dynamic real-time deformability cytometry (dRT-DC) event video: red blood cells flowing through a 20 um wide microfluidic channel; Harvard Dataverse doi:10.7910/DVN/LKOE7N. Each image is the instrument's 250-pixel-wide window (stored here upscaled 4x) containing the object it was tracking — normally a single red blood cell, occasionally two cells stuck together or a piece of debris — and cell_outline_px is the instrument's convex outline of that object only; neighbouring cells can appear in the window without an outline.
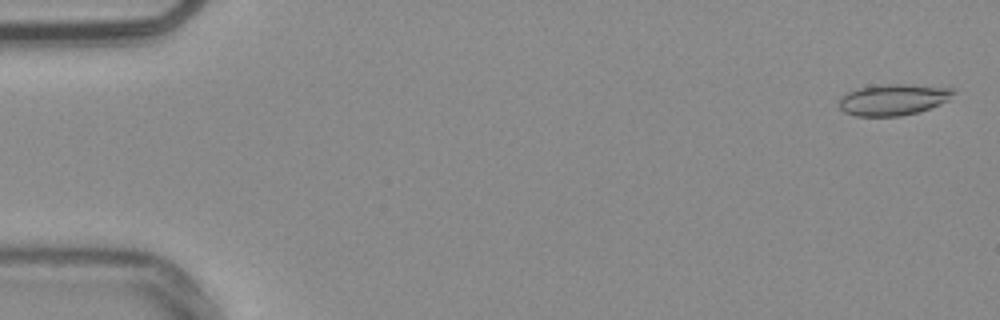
{"species": "common noctule bat (a hibernating species)", "species_latin": "Nyctalus noctula", "temperature_condition": "warm", "stored_images_in_passage": 54, "camera_frame_rate_fps": 3000, "um_per_image_px": 0.085, "animal": {"sex": "male", "body_mass_g": 20.4}, "frame": {"image": 1, "passage_image": 2, "time_ms": 0.333, "image_size_px": [1000, 320], "cell_outline_px": [[956, 92], [948, 100], [940, 104], [916, 112], [900, 116], [856, 116], [844, 112], [840, 108], [840, 96], [856, 88], [880, 84], [904, 84], [956, 88]], "centroid_in_image_um": [75.92, 8.45], "position_along_channel_um": 9.1, "area_um2": 20.87}}
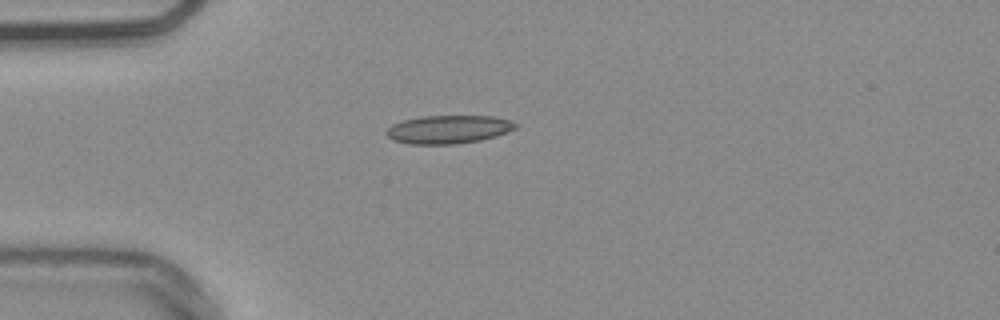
{"frame": {"image": 2, "passage_image": 15, "time_ms": 4.667, "image_size_px": [1000, 320], "cell_outline_px": [[520, 124], [516, 128], [508, 132], [496, 136], [480, 140], [456, 144], [408, 144], [392, 140], [384, 132], [392, 124], [404, 120], [420, 116], [492, 116], [512, 120]], "centroid_in_image_um": [38.14, 11.0], "position_along_channel_um": 46.9, "area_um2": 21.5}}
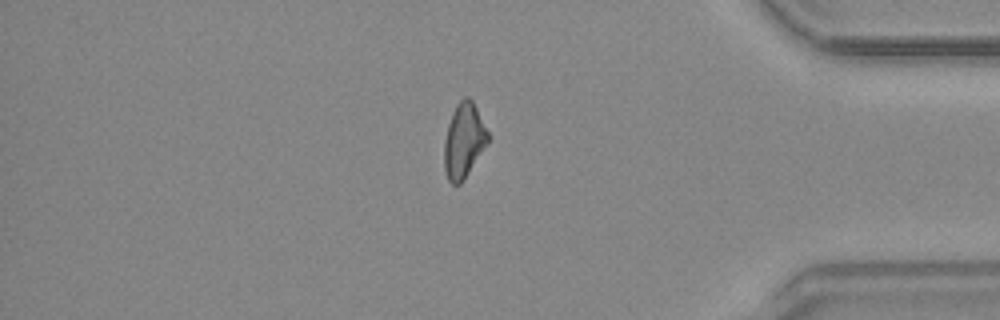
{"frame": {"image": 3, "passage_image": 46, "time_ms": 15.0, "image_size_px": [1000, 320], "cell_outline_px": [[488, 140], [464, 180], [460, 184], [452, 184], [448, 180], [444, 168], [444, 140], [448, 124], [452, 112], [456, 104], [464, 96], [468, 96], [472, 100], [488, 132]], "centroid_in_image_um": [39.39, 11.94], "position_along_channel_um": 395.8, "area_um2": 18.79}, "authors_computed_cell_mechanics": {"area_um2": 19.7676, "velocity_mm_per_s": 3.8026, "shape_relaxation_time_tau1_ms": null, "shape_relaxation_time_tau2_ms": 2.4932, "deformation_change_tau1": null, "deformation_change_tau2": 0.1043}}